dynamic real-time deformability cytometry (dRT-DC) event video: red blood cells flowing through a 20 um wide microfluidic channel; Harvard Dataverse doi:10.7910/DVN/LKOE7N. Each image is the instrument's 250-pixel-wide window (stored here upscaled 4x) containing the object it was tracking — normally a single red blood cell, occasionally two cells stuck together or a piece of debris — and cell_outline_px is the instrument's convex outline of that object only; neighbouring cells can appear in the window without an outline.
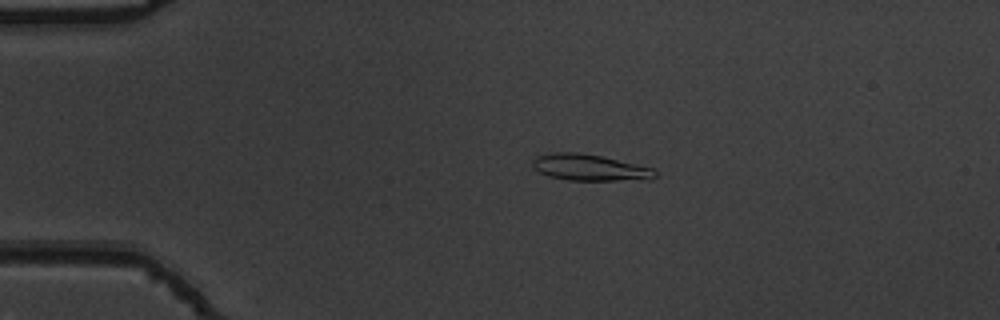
{"species": "common noctule bat (a hibernating species)", "species_latin": "Nyctalus noctula", "temperature_condition": "warm", "stored_images_in_passage": 49, "camera_frame_rate_fps": 3000, "um_per_image_px": 0.085, "animal": {"sex": "male", "body_mass_g": 19.5, "forearm_length_mm": 54.6}, "frame": {"image": 1, "passage_image": 7, "time_ms": 2.0, "image_size_px": [1000, 320], "cell_outline_px": [[656, 176], [648, 180], [568, 180], [548, 176], [532, 168], [532, 160], [536, 156], [552, 152], [576, 152], [600, 156], [636, 164], [652, 168], [656, 172]], "centroid_in_image_um": [50.08, 14.24], "position_along_channel_um": 34.9, "area_um2": 18.79}}
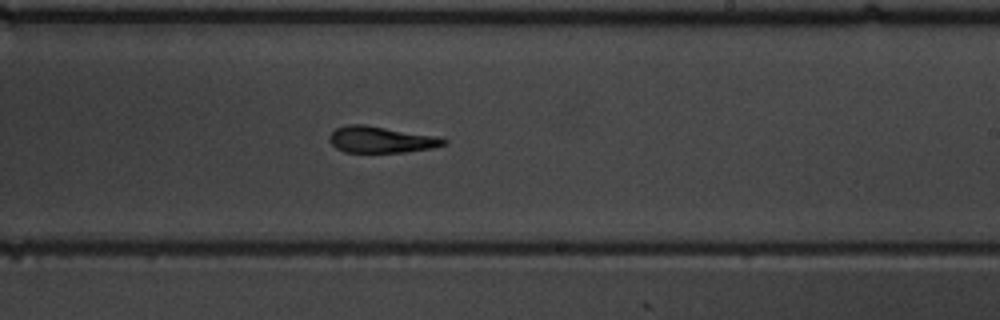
{"frame": {"image": 2, "passage_image": 28, "time_ms": 9.0, "image_size_px": [1000, 320], "cell_outline_px": [[448, 144], [432, 148], [404, 152], [344, 152], [336, 148], [328, 140], [328, 136], [336, 128], [348, 124], [364, 124], [436, 136], [448, 140]], "centroid_in_image_um": [32.38, 11.86], "position_along_channel_um": 256.6, "area_um2": 17.63}}
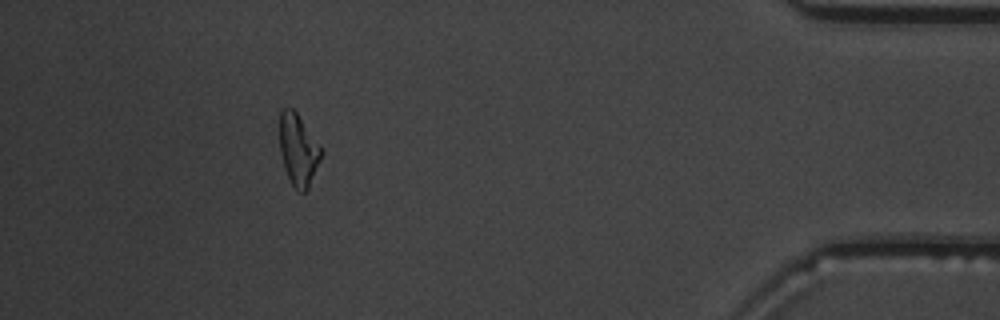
{"frame": {"image": 3, "passage_image": 44, "time_ms": 14.333, "image_size_px": [1000, 320], "cell_outline_px": [[324, 152], [308, 188], [304, 192], [300, 192], [292, 184], [284, 168], [280, 152], [280, 112], [284, 108], [292, 108], [296, 112], [320, 144]], "centroid_in_image_um": [25.37, 12.73], "position_along_channel_um": 409.8, "area_um2": 17.28}, "authors_computed_cell_mechanics": {"area_um2": 17.8602, "velocity_mm_per_s": 3.8382, "shape_relaxation_time_tau1_ms": 4.7328, "shape_relaxation_time_tau2_ms": 4.0957, "deformation_change_tau1": 0.1471, "deformation_change_tau2": 0.1376}}